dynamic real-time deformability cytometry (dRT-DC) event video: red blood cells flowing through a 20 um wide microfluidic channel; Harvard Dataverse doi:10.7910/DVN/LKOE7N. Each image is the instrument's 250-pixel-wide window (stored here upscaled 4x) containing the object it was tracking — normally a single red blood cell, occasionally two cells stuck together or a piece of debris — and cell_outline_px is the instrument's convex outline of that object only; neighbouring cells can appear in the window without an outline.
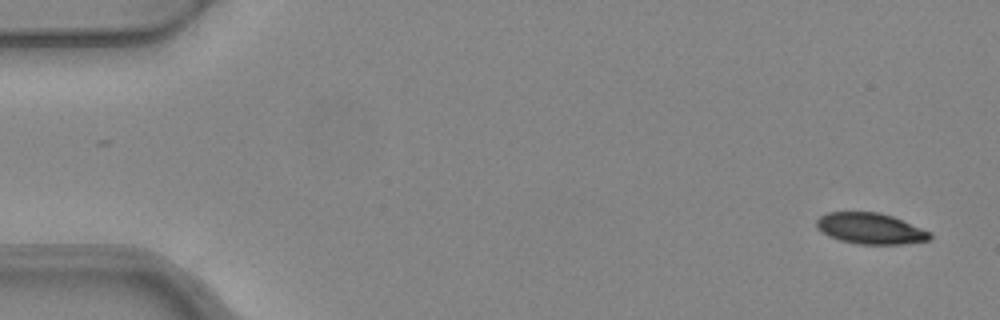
{"species": "common noctule bat (a hibernating species)", "species_latin": "Nyctalus noctula", "temperature_condition": "warm", "stored_images_in_passage": 4, "camera_frame_rate_fps": 3000, "um_per_image_px": 0.085, "animal": {"sex": "female", "body_mass_g": 24.6, "forearm_length_mm": 56.2}, "frame": {"image": 1, "passage_image": 1, "time_ms": 0.0, "image_size_px": [1000, 320], "cell_outline_px": [[932, 236], [928, 240], [904, 244], [860, 244], [840, 240], [828, 236], [816, 228], [816, 220], [820, 216], [828, 212], [880, 212], [892, 216], [932, 232]], "centroid_in_image_um": [73.98, 19.42], "position_along_channel_um": 11.0, "area_um2": 20.52}}
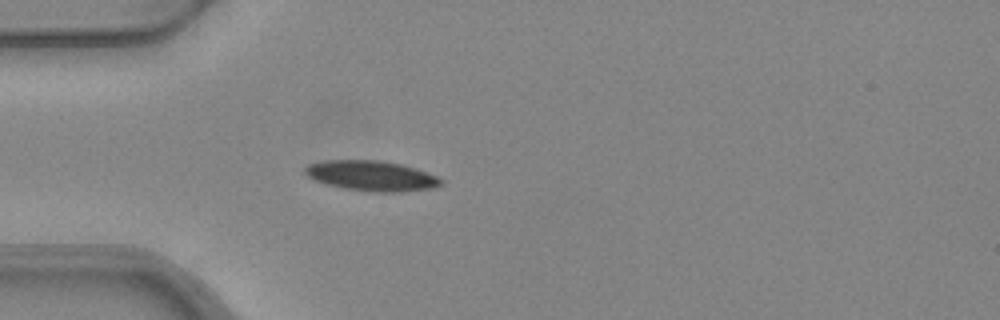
{"frame": {"image": 2, "passage_image": 4, "time_ms": 1.0, "image_size_px": [1000, 320], "cell_outline_px": [[444, 184], [432, 188], [404, 192], [368, 192], [344, 188], [312, 180], [304, 172], [304, 168], [308, 164], [324, 160], [380, 160], [400, 164], [416, 168], [436, 176], [444, 180]], "centroid_in_image_um": [31.58, 14.95], "position_along_channel_um": 53.4, "area_um2": 24.16}}